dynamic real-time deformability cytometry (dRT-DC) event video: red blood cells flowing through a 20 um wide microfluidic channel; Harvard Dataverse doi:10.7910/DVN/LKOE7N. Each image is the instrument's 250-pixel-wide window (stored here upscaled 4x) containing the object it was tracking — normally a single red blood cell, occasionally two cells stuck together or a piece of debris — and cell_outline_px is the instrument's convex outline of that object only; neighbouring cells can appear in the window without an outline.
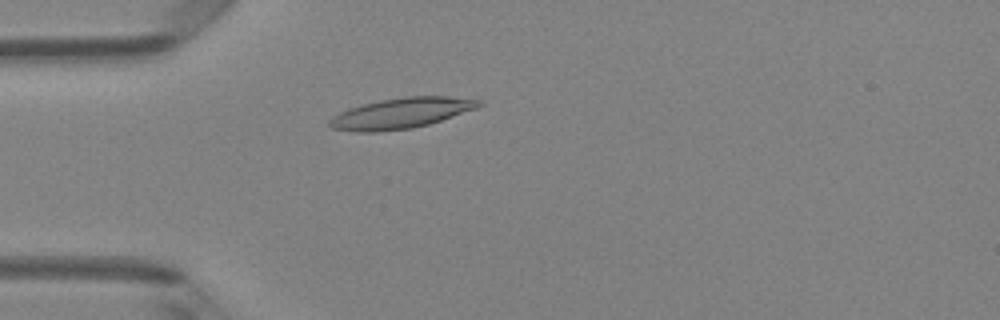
{"species": "Egyptian fruit bat (a non-hibernating species)", "species_latin": "Rousettus aegyptiacus", "temperature_condition": "room temperature", "stored_images_in_passage": 1, "camera_frame_rate_fps": 3000, "um_per_image_px": 0.085, "animal": {"sex": "female"}, "frame": {"image": 1, "passage_image": 1, "time_ms": 0.0, "image_size_px": [1000, 320], "cell_outline_px": [[484, 104], [476, 108], [428, 124], [412, 128], [376, 132], [356, 132], [332, 128], [328, 124], [328, 120], [332, 116], [348, 108], [380, 100], [404, 96], [448, 96], [484, 100]], "centroid_in_image_um": [34.08, 9.61], "position_along_channel_um": 50.9, "area_um2": 26.59}}